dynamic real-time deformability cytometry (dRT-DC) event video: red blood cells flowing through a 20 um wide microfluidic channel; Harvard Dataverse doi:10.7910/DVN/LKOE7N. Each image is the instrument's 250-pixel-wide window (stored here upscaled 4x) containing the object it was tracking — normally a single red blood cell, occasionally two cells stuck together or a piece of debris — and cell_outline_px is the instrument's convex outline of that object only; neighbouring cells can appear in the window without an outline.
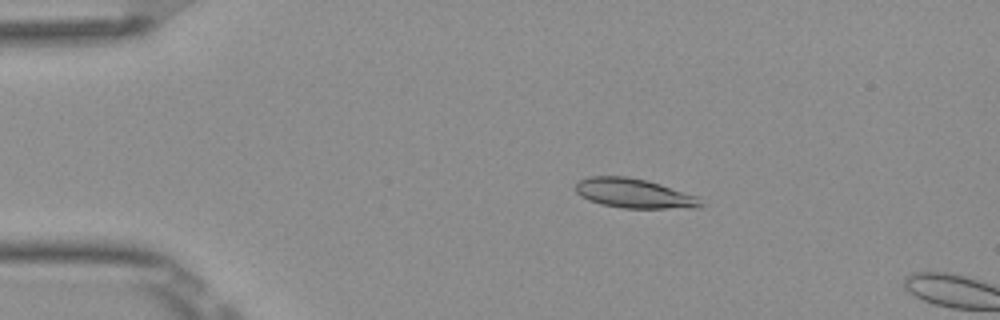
{"species": "Egyptian fruit bat (a non-hibernating species)", "species_latin": "Rousettus aegyptiacus", "temperature_condition": "room temperature", "stored_images_in_passage": 12, "camera_frame_rate_fps": 3000, "um_per_image_px": 0.085, "frame": {"image": 1, "passage_image": 10, "time_ms": 3.0, "image_size_px": [1000, 320], "cell_outline_px": [[708, 204], [700, 208], [624, 208], [604, 204], [588, 200], [580, 196], [576, 192], [576, 184], [580, 180], [588, 176], [628, 176], [660, 184], [700, 196]], "centroid_in_image_um": [54.0, 16.44], "position_along_channel_um": 31.0, "area_um2": 21.79}}